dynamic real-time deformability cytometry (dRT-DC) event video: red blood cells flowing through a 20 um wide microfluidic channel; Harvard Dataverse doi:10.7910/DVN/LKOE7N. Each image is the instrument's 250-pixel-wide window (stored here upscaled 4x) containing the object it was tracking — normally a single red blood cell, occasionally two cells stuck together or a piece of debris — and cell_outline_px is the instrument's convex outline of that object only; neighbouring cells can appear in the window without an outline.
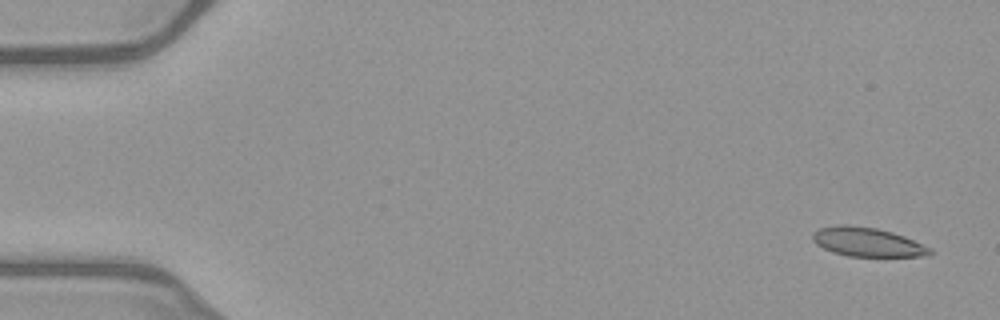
{"species": "common noctule bat (a hibernating species)", "species_latin": "Nyctalus noctula", "temperature_condition": "warm", "stored_images_in_passage": 15, "camera_frame_rate_fps": 3000, "um_per_image_px": 0.085, "animal": {"sex": "female", "body_mass_g": 21.9}, "frame": {"image": 1, "passage_image": 3, "time_ms": 0.667, "image_size_px": [1000, 320], "cell_outline_px": [[932, 252], [924, 256], [848, 256], [832, 252], [816, 244], [812, 240], [812, 232], [820, 228], [840, 224], [848, 224], [876, 228], [892, 232], [904, 236], [932, 248]], "centroid_in_image_um": [73.69, 20.56], "position_along_channel_um": 11.3, "area_um2": 19.83}}